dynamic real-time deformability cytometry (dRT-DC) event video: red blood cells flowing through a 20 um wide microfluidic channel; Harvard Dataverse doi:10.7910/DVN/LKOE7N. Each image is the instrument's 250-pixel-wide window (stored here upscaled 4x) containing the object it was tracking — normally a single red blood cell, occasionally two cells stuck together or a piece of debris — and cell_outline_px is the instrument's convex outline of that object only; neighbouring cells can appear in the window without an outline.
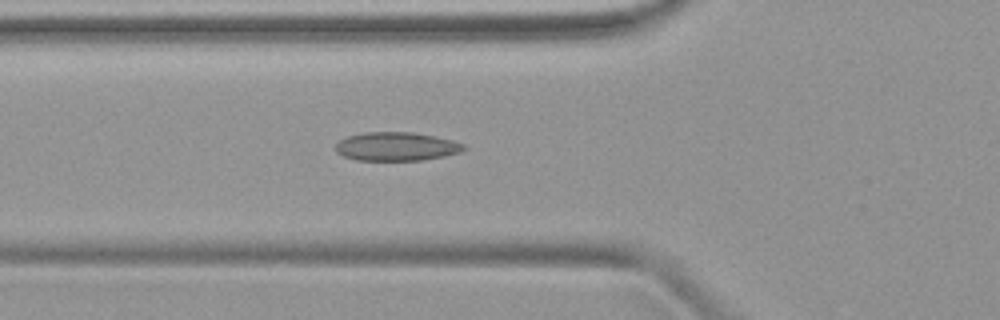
{"species": "common noctule bat (a hibernating species)", "species_latin": "Nyctalus noctula", "temperature_condition": "warm", "stored_images_in_passage": 47, "camera_frame_rate_fps": 3000, "um_per_image_px": 0.085, "animal": {"sex": "female", "body_mass_g": 19.9}, "frame": {"image": 1, "passage_image": 16, "time_ms": 5.0, "image_size_px": [1000, 320], "cell_outline_px": [[468, 148], [460, 152], [444, 156], [420, 160], [356, 160], [344, 156], [336, 152], [336, 144], [340, 140], [348, 136], [364, 132], [412, 132], [452, 140], [464, 144]], "centroid_in_image_um": [33.69, 12.45], "position_along_channel_um": 92.1, "area_um2": 21.27}}
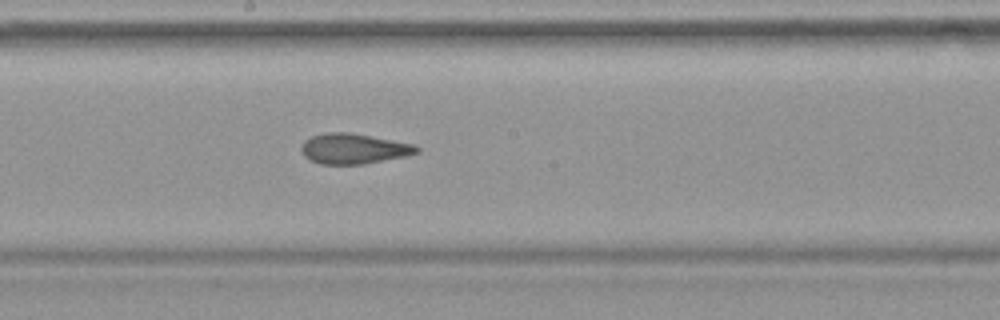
{"frame": {"image": 2, "passage_image": 25, "time_ms": 8.0, "image_size_px": [1000, 320], "cell_outline_px": [[420, 148], [416, 152], [404, 156], [364, 164], [320, 164], [304, 156], [300, 148], [304, 140], [312, 136], [328, 132], [348, 132], [412, 144]], "centroid_in_image_um": [30.0, 12.64], "position_along_channel_um": 218.2, "area_um2": 20.0}}
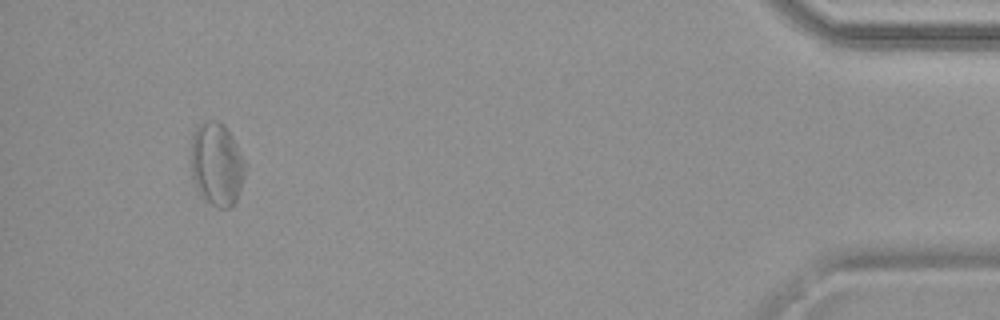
{"frame": {"image": 3, "passage_image": 44, "time_ms": 14.333, "image_size_px": [1000, 320], "cell_outline_px": [[244, 176], [236, 200], [228, 208], [220, 208], [212, 204], [204, 196], [192, 172], [192, 136], [196, 124], [208, 120], [220, 120], [228, 128], [232, 136], [244, 164]], "centroid_in_image_um": [18.43, 13.87], "position_along_channel_um": 416.8, "area_um2": 25.37}}